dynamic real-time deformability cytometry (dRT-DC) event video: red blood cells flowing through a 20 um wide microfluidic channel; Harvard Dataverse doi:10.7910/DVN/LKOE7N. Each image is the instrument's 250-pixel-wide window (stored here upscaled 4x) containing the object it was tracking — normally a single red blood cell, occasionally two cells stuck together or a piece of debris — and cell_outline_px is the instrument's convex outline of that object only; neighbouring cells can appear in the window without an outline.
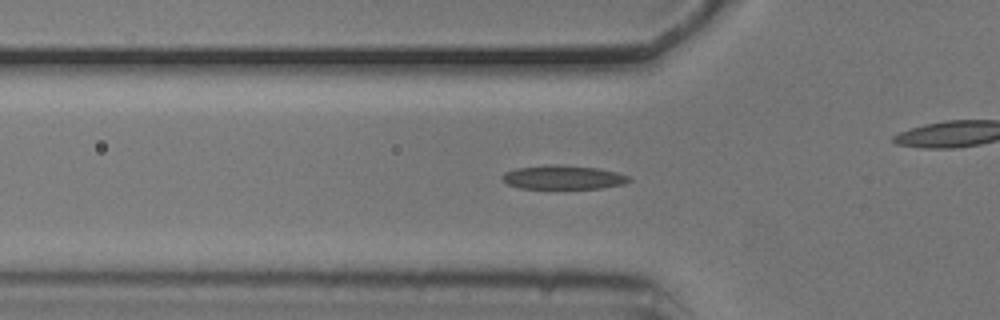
{"species": "common noctule bat (a hibernating species)", "species_latin": "Nyctalus noctula", "temperature_condition": "cold", "stored_images_in_passage": 31, "camera_frame_rate_fps": 3000, "um_per_image_px": 0.085, "animal": {"sex": "male", "body_mass_g": 20.5, "forearm_length_mm": 52.5}, "frame": {"image": 1, "passage_image": 6, "time_ms": 1.667, "image_size_px": [1000, 320], "cell_outline_px": [[632, 180], [624, 184], [600, 188], [520, 188], [508, 184], [500, 176], [504, 172], [516, 168], [548, 164], [560, 164], [596, 168], [616, 172], [628, 176]], "centroid_in_image_um": [47.85, 15.06], "position_along_channel_um": 78.0, "area_um2": 17.63}}
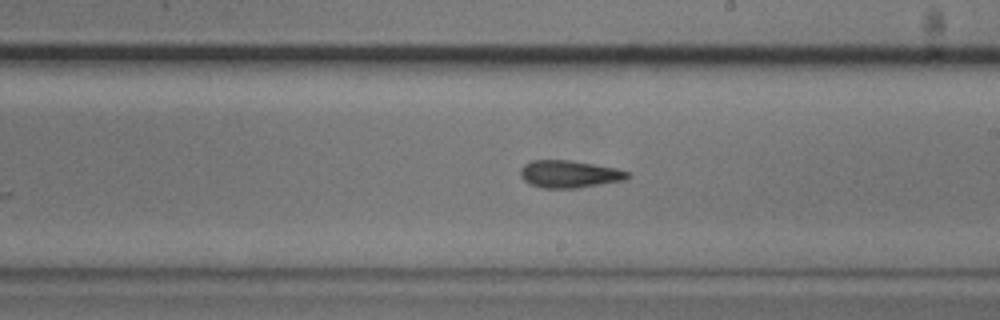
{"frame": {"image": 2, "passage_image": 19, "time_ms": 6.0, "image_size_px": [1000, 320], "cell_outline_px": [[632, 176], [624, 180], [576, 188], [540, 188], [528, 184], [520, 176], [520, 168], [524, 164], [532, 160], [568, 160], [616, 168], [628, 172]], "centroid_in_image_um": [48.35, 14.8], "position_along_channel_um": 240.7, "area_um2": 17.11}}
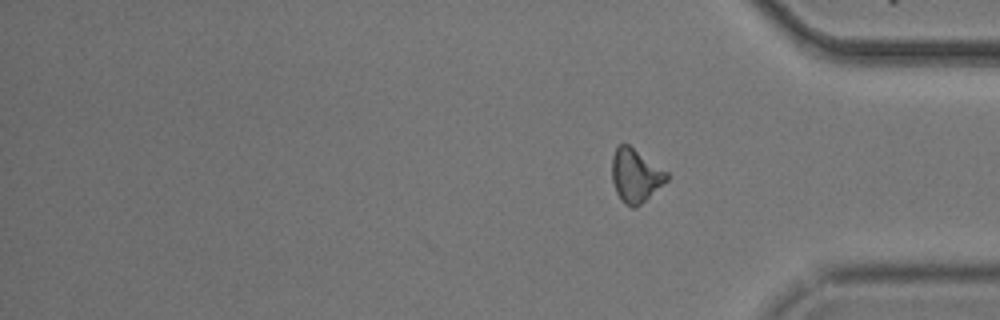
{"frame": {"image": 3, "passage_image": 31, "time_ms": 10.0, "image_size_px": [1000, 320], "cell_outline_px": [[668, 180], [636, 208], [632, 208], [620, 200], [616, 192], [612, 180], [612, 156], [616, 148], [620, 144], [628, 144], [668, 172]], "centroid_in_image_um": [54.01, 14.93], "position_along_channel_um": 381.2, "area_um2": 16.99}, "authors_computed_cell_mechanics": {"area_um2": 16.9932, "velocity_mm_per_s": 3.7361, "shape_relaxation_time_tau1_ms": 4.0747, "shape_relaxation_time_tau2_ms": 4.3295, "deformation_change_tau1": 0.1241, "deformation_change_tau2": 0.1162}}